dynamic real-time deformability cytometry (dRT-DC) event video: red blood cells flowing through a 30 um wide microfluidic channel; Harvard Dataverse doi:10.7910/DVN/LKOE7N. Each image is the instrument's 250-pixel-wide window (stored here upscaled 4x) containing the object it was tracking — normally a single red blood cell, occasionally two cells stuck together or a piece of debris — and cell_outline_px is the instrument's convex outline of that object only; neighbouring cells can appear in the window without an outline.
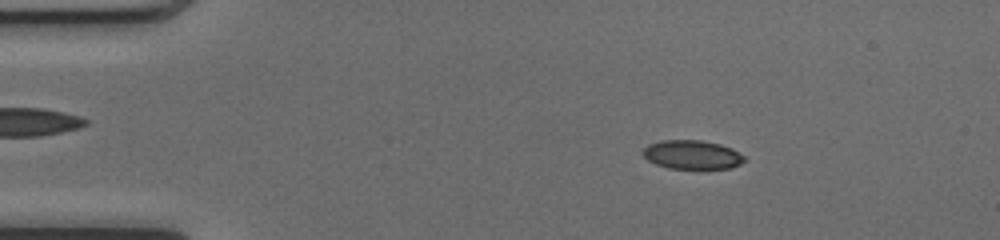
{"species": "common noctule bat (a hibernating species)", "species_latin": "Nyctalus noctula", "temperature_condition": "cold", "stored_images_in_passage": 50, "camera_frame_rate_fps": 3000, "um_per_image_px": 0.085, "animal": {"sex": "female", "body_mass_g": 17.0, "forearm_length_mm": 48.0}, "frame": {"image": 1, "passage_image": 8, "time_ms": 2.333, "image_size_px": [1000, 240], "cell_outline_px": [[744, 160], [740, 164], [728, 168], [668, 168], [656, 164], [648, 160], [644, 156], [644, 148], [648, 144], [660, 140], [700, 140], [720, 144], [732, 148], [744, 156]], "centroid_in_image_um": [58.82, 13.13], "position_along_channel_um": 26.2, "area_um2": 16.88}}
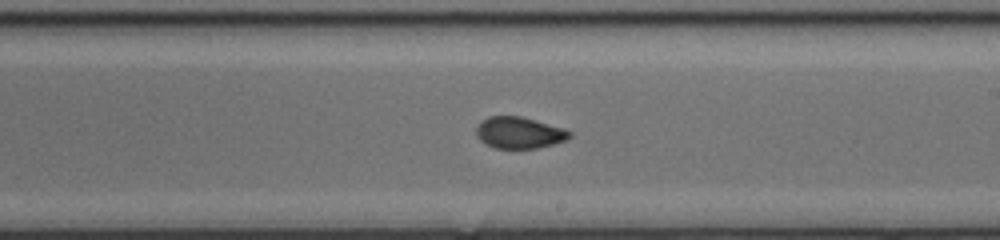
{"frame": {"image": 2, "passage_image": 29, "time_ms": 9.333, "image_size_px": [1000, 240], "cell_outline_px": [[572, 136], [568, 140], [536, 148], [496, 148], [484, 144], [476, 136], [476, 124], [480, 120], [488, 116], [520, 116], [536, 120], [564, 128], [572, 132]], "centroid_in_image_um": [44.11, 11.27], "position_along_channel_um": 244.9, "area_um2": 17.4}}
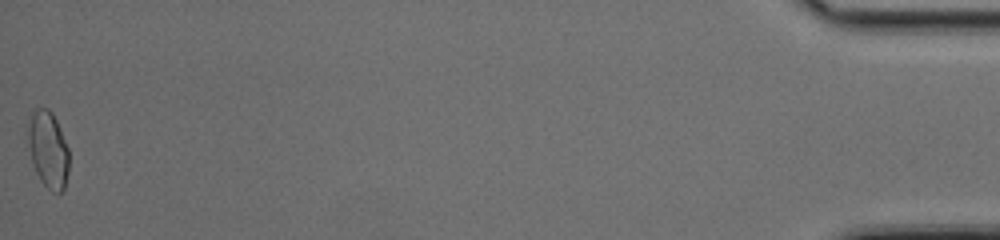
{"frame": {"image": 3, "passage_image": 50, "time_ms": 16.333, "image_size_px": [1000, 240], "cell_outline_px": [[68, 172], [64, 188], [60, 192], [52, 192], [40, 180], [36, 172], [32, 160], [28, 144], [28, 128], [32, 108], [48, 108], [52, 112], [56, 120], [68, 148]], "centroid_in_image_um": [4.08, 12.69], "position_along_channel_um": 431.1, "area_um2": 18.15}, "authors_computed_cell_mechanics": {"area_um2": 17.5134, "velocity_mm_per_s": 4.1273, "shape_relaxation_time_tau1_ms": null, "shape_relaxation_time_tau2_ms": 1.2616, "deformation_change_tau1": null, "deformation_change_tau2": 0.0449}}